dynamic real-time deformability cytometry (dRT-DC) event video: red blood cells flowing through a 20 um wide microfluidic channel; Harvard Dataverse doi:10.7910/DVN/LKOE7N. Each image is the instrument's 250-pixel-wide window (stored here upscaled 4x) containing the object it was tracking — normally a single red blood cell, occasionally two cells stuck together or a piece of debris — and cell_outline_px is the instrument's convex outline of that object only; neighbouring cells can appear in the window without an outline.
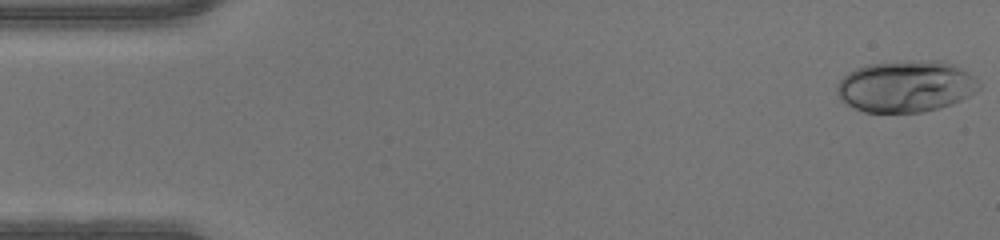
{"species": "human", "species_latin": "Homo sapiens", "temperature_condition": "warm", "stored_images_in_passage": 47, "camera_frame_rate_fps": 3000, "um_per_image_px": 0.085, "donor": {"sex": "male"}, "frame": {"image": 1, "passage_image": 1, "time_ms": 0.0, "image_size_px": [1000, 240], "cell_outline_px": [[980, 88], [968, 96], [952, 104], [940, 108], [924, 112], [864, 112], [840, 100], [836, 92], [836, 88], [840, 80], [848, 72], [856, 68], [868, 64], [896, 60], [944, 60], [956, 64], [968, 72], [980, 84]], "centroid_in_image_um": [77.0, 7.31], "position_along_channel_um": 8.0, "area_um2": 43.18}}
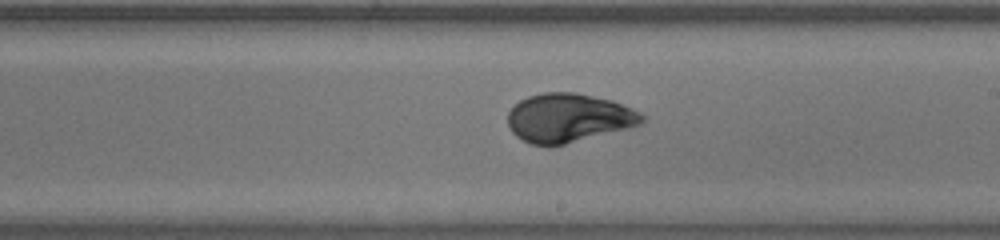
{"frame": {"image": 2, "passage_image": 27, "time_ms": 8.667, "image_size_px": [1000, 240], "cell_outline_px": [[648, 120], [640, 124], [628, 128], [564, 144], [532, 144], [516, 136], [512, 132], [508, 124], [508, 112], [520, 100], [528, 96], [544, 92], [576, 92], [612, 100], [632, 108], [644, 116]], "centroid_in_image_um": [48.34, 10.0], "position_along_channel_um": 240.7, "area_um2": 37.8}}
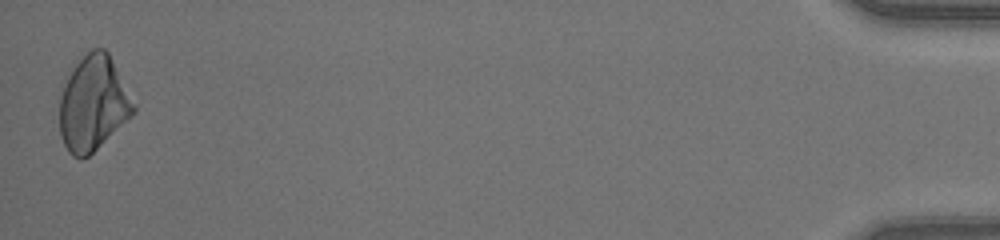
{"frame": {"image": 3, "passage_image": 47, "time_ms": 15.333, "image_size_px": [1000, 240], "cell_outline_px": [[136, 112], [132, 116], [88, 156], [80, 160], [72, 156], [68, 152], [60, 136], [60, 84], [84, 52], [92, 48], [104, 48], [108, 52], [136, 108]], "centroid_in_image_um": [7.87, 8.78], "position_along_channel_um": 427.3, "area_um2": 41.1}}